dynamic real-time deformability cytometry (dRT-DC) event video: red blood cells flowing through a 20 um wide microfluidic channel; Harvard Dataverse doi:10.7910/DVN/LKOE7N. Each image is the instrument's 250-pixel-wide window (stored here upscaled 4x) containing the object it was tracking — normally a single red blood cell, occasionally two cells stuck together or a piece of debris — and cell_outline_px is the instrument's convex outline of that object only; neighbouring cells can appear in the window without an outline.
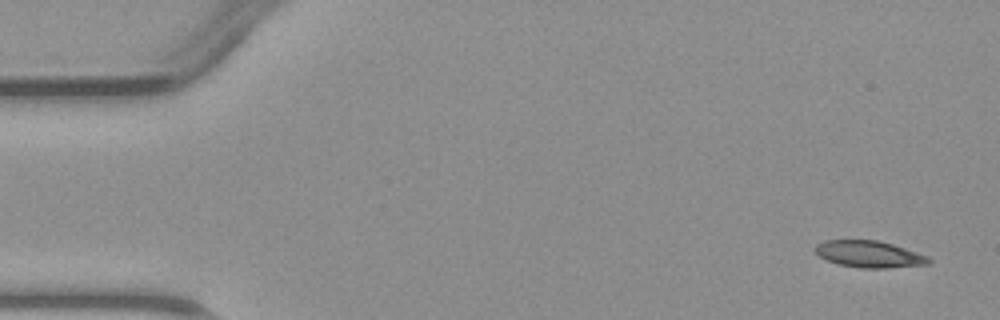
{"species": "common noctule bat (a hibernating species)", "species_latin": "Nyctalus noctula", "temperature_condition": "warm", "stored_images_in_passage": 4, "camera_frame_rate_fps": 3000, "um_per_image_px": 0.085, "animal": {"sex": "male", "body_mass_g": 23.1, "forearm_length_mm": 52.7}, "frame": {"image": 1, "passage_image": 1, "time_ms": 0.0, "image_size_px": [1000, 320], "cell_outline_px": [[932, 260], [928, 264], [888, 268], [860, 268], [840, 264], [828, 260], [820, 256], [816, 252], [816, 244], [824, 240], [876, 240], [892, 244], [928, 256]], "centroid_in_image_um": [73.89, 21.6], "position_along_channel_um": 11.1, "area_um2": 17.46}}
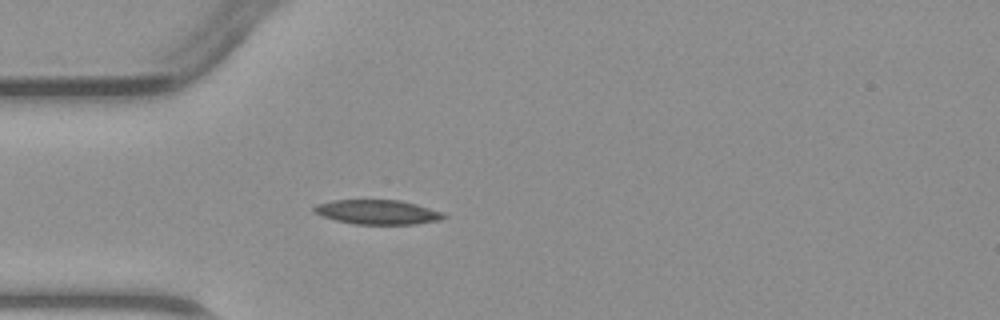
{"frame": {"image": 2, "passage_image": 4, "time_ms": 3.667, "image_size_px": [1000, 320], "cell_outline_px": [[448, 216], [440, 220], [416, 224], [356, 224], [336, 220], [320, 216], [312, 212], [312, 208], [316, 204], [332, 200], [400, 200], [416, 204], [444, 212]], "centroid_in_image_um": [32.08, 18.02], "position_along_channel_um": 52.9, "area_um2": 18.67}}